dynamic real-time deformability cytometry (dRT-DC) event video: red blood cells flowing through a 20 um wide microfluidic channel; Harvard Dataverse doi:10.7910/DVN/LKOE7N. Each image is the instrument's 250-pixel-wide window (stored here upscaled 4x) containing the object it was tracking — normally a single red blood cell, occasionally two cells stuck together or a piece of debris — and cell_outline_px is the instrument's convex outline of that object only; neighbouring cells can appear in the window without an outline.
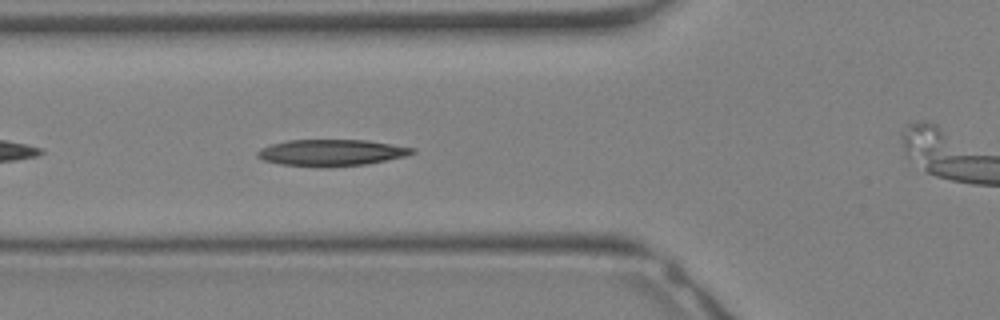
{"species": "Egyptian fruit bat (a non-hibernating species)", "species_latin": "Rousettus aegyptiacus", "temperature_condition": "warm", "stored_images_in_passage": 6, "camera_frame_rate_fps": 3000, "um_per_image_px": 0.085, "animal": {"sex": "female"}, "frame": {"image": 1, "passage_image": 3, "time_ms": 0.667, "image_size_px": [1000, 320], "cell_outline_px": [[416, 152], [404, 156], [364, 164], [324, 168], [320, 168], [280, 164], [264, 160], [256, 156], [256, 152], [260, 148], [272, 144], [288, 140], [368, 140], [416, 148]], "centroid_in_image_um": [28.14, 12.98], "position_along_channel_um": 97.7, "area_um2": 23.99}}
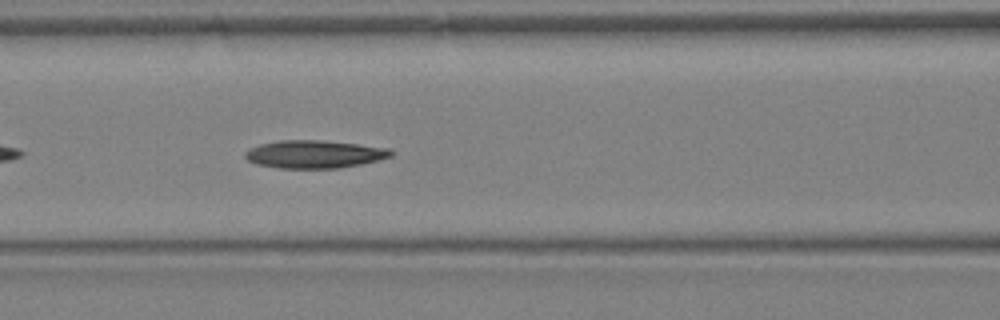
{"frame": {"image": 2, "passage_image": 5, "time_ms": 1.333, "image_size_px": [1000, 320], "cell_outline_px": [[392, 156], [360, 164], [340, 168], [280, 168], [256, 164], [248, 160], [244, 156], [244, 152], [248, 148], [260, 144], [280, 140], [320, 140], [356, 144], [388, 148], [392, 152]], "centroid_in_image_um": [26.66, 13.1], "position_along_channel_um": 139.9, "area_um2": 23.52}}